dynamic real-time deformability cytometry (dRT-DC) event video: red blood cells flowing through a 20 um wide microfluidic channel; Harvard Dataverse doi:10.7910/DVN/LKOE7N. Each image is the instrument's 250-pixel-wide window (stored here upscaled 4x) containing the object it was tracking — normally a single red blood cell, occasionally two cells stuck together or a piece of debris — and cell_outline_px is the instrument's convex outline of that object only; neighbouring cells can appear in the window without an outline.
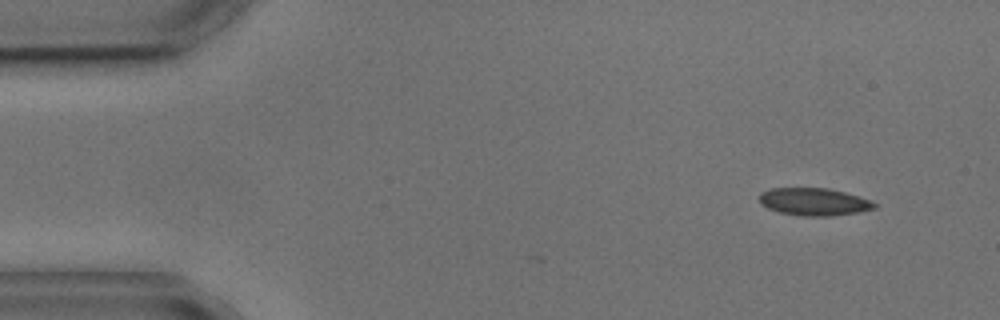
{"species": "common noctule bat (a hibernating species)", "species_latin": "Nyctalus noctula", "temperature_condition": "cold", "stored_images_in_passage": 5, "camera_frame_rate_fps": 3000, "um_per_image_px": 0.085, "animal": {"sex": "male", "body_mass_g": 17.9, "forearm_length_mm": 54.2}, "frame": {"image": 1, "passage_image": 1, "time_ms": 0.0, "image_size_px": [1000, 320], "cell_outline_px": [[880, 204], [876, 208], [860, 212], [832, 216], [800, 216], [780, 212], [768, 208], [760, 204], [760, 192], [772, 188], [828, 188], [844, 192], [872, 200]], "centroid_in_image_um": [69.24, 17.15], "position_along_channel_um": 15.8, "area_um2": 18.67}}
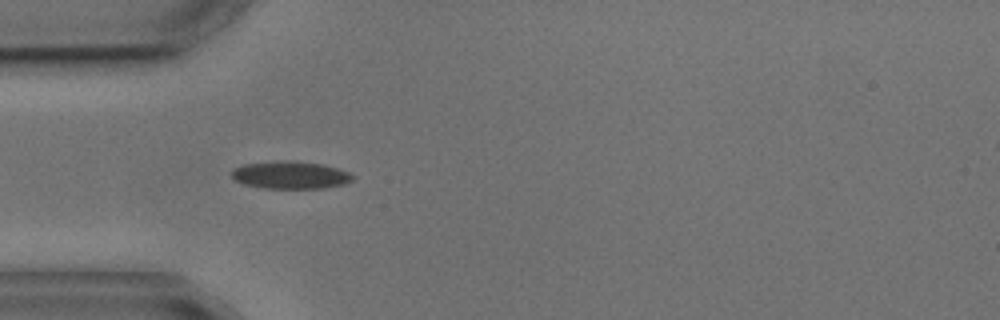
{"frame": {"image": 2, "passage_image": 4, "time_ms": 3.667, "image_size_px": [1000, 320], "cell_outline_px": [[356, 176], [352, 180], [344, 184], [324, 188], [264, 188], [244, 184], [236, 180], [232, 176], [232, 168], [244, 164], [272, 160], [296, 160], [324, 164], [348, 172]], "centroid_in_image_um": [24.69, 14.85], "position_along_channel_um": 60.3, "area_um2": 19.71}}